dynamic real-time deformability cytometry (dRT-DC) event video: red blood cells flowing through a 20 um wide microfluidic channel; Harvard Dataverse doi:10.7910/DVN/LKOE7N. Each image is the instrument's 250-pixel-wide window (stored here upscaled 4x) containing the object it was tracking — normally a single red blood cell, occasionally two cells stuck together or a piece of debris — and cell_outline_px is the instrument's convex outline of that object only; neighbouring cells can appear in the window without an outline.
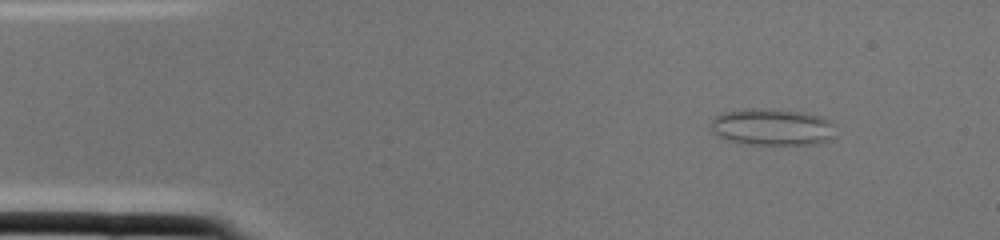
{"species": "common noctule bat (a hibernating species)", "species_latin": "Nyctalus noctula", "temperature_condition": "cold", "stored_images_in_passage": 1, "camera_frame_rate_fps": 3000, "um_per_image_px": 0.085, "animal": {"sex": "female", "body_mass_g": 22.0, "forearm_length_mm": 56.7}, "frame": {"image": 1, "passage_image": 1, "time_ms": 0.0, "image_size_px": [1000, 240], "cell_outline_px": [[836, 136], [820, 144], [748, 144], [728, 140], [716, 136], [712, 132], [712, 120], [720, 112], [744, 108], [772, 108], [804, 112], [820, 116], [828, 120], [832, 124]], "centroid_in_image_um": [65.62, 10.78], "position_along_channel_um": 19.4, "area_um2": 27.11}}